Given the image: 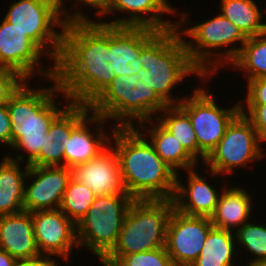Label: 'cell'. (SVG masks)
<instances>
[{
    "mask_svg": "<svg viewBox=\"0 0 266 266\" xmlns=\"http://www.w3.org/2000/svg\"><path fill=\"white\" fill-rule=\"evenodd\" d=\"M109 25L101 22H66L62 52L55 77L73 103L90 105L112 82Z\"/></svg>",
    "mask_w": 266,
    "mask_h": 266,
    "instance_id": "1",
    "label": "cell"
},
{
    "mask_svg": "<svg viewBox=\"0 0 266 266\" xmlns=\"http://www.w3.org/2000/svg\"><path fill=\"white\" fill-rule=\"evenodd\" d=\"M111 139L110 145L118 154L123 184L130 196L173 199L176 172L158 156L148 137L137 127H115Z\"/></svg>",
    "mask_w": 266,
    "mask_h": 266,
    "instance_id": "2",
    "label": "cell"
},
{
    "mask_svg": "<svg viewBox=\"0 0 266 266\" xmlns=\"http://www.w3.org/2000/svg\"><path fill=\"white\" fill-rule=\"evenodd\" d=\"M48 80L54 85L41 89L31 88L29 80H26L7 102L11 121V149L17 150L18 155L6 156L13 160L21 163L26 160V164L30 165L39 156L52 121L71 103L60 89L57 78ZM59 94H63V101L66 102L62 108L55 101ZM19 151L26 154H19ZM24 155H27L26 159Z\"/></svg>",
    "mask_w": 266,
    "mask_h": 266,
    "instance_id": "3",
    "label": "cell"
},
{
    "mask_svg": "<svg viewBox=\"0 0 266 266\" xmlns=\"http://www.w3.org/2000/svg\"><path fill=\"white\" fill-rule=\"evenodd\" d=\"M167 106L149 86L148 71L143 68L137 74L115 76L89 105L93 113L117 122L114 127H135L156 118Z\"/></svg>",
    "mask_w": 266,
    "mask_h": 266,
    "instance_id": "4",
    "label": "cell"
},
{
    "mask_svg": "<svg viewBox=\"0 0 266 266\" xmlns=\"http://www.w3.org/2000/svg\"><path fill=\"white\" fill-rule=\"evenodd\" d=\"M139 62L148 71L149 86L168 106L182 101V97L176 100L171 93L188 75L197 74L205 83L211 78L191 61L178 27L160 31L142 49Z\"/></svg>",
    "mask_w": 266,
    "mask_h": 266,
    "instance_id": "5",
    "label": "cell"
},
{
    "mask_svg": "<svg viewBox=\"0 0 266 266\" xmlns=\"http://www.w3.org/2000/svg\"><path fill=\"white\" fill-rule=\"evenodd\" d=\"M174 208L173 199H134L116 244L101 259L103 266H114L125 255L165 247Z\"/></svg>",
    "mask_w": 266,
    "mask_h": 266,
    "instance_id": "6",
    "label": "cell"
},
{
    "mask_svg": "<svg viewBox=\"0 0 266 266\" xmlns=\"http://www.w3.org/2000/svg\"><path fill=\"white\" fill-rule=\"evenodd\" d=\"M179 15L181 21H177V27L184 39L188 55L206 77L212 76L213 78V75L218 73L216 71L219 68L228 66L237 57L248 39L233 22L221 13L208 21L197 23L189 28L188 26L191 22L187 17L188 14L180 12ZM182 25L188 26L184 29H179V26ZM185 36L190 38V41H186ZM238 43L239 47H234ZM228 45L233 47L228 49L226 48ZM224 47L226 50L222 51Z\"/></svg>",
    "mask_w": 266,
    "mask_h": 266,
    "instance_id": "7",
    "label": "cell"
},
{
    "mask_svg": "<svg viewBox=\"0 0 266 266\" xmlns=\"http://www.w3.org/2000/svg\"><path fill=\"white\" fill-rule=\"evenodd\" d=\"M63 2V0H17L10 4L3 17L24 32L47 57L53 59L54 64L62 52L65 23L95 22L88 19V15L79 9L71 14ZM56 26L61 28L60 32L55 29Z\"/></svg>",
    "mask_w": 266,
    "mask_h": 266,
    "instance_id": "8",
    "label": "cell"
},
{
    "mask_svg": "<svg viewBox=\"0 0 266 266\" xmlns=\"http://www.w3.org/2000/svg\"><path fill=\"white\" fill-rule=\"evenodd\" d=\"M133 201L129 194L96 196L88 212L76 224L79 249L86 247L101 260L116 244Z\"/></svg>",
    "mask_w": 266,
    "mask_h": 266,
    "instance_id": "9",
    "label": "cell"
},
{
    "mask_svg": "<svg viewBox=\"0 0 266 266\" xmlns=\"http://www.w3.org/2000/svg\"><path fill=\"white\" fill-rule=\"evenodd\" d=\"M207 89L197 86L178 104L190 117L198 141V160L200 157L203 163L224 136L227 126L241 112V102L231 108L218 106L214 94Z\"/></svg>",
    "mask_w": 266,
    "mask_h": 266,
    "instance_id": "10",
    "label": "cell"
},
{
    "mask_svg": "<svg viewBox=\"0 0 266 266\" xmlns=\"http://www.w3.org/2000/svg\"><path fill=\"white\" fill-rule=\"evenodd\" d=\"M256 129L241 112L227 126L220 142L206 157L204 164L208 173L219 176L231 174L233 170L255 163L265 156Z\"/></svg>",
    "mask_w": 266,
    "mask_h": 266,
    "instance_id": "11",
    "label": "cell"
},
{
    "mask_svg": "<svg viewBox=\"0 0 266 266\" xmlns=\"http://www.w3.org/2000/svg\"><path fill=\"white\" fill-rule=\"evenodd\" d=\"M2 19L0 24V66L15 70L26 80H30L36 74L43 75L46 79L55 77L54 63L49 69L42 68V56L47 57V55L24 32L4 18Z\"/></svg>",
    "mask_w": 266,
    "mask_h": 266,
    "instance_id": "12",
    "label": "cell"
},
{
    "mask_svg": "<svg viewBox=\"0 0 266 266\" xmlns=\"http://www.w3.org/2000/svg\"><path fill=\"white\" fill-rule=\"evenodd\" d=\"M212 227L209 217L186 215L174 208L168 222L165 244L173 264L190 266L199 256Z\"/></svg>",
    "mask_w": 266,
    "mask_h": 266,
    "instance_id": "13",
    "label": "cell"
},
{
    "mask_svg": "<svg viewBox=\"0 0 266 266\" xmlns=\"http://www.w3.org/2000/svg\"><path fill=\"white\" fill-rule=\"evenodd\" d=\"M37 248L42 257L56 256L70 260L78 247L76 224L59 208L31 212Z\"/></svg>",
    "mask_w": 266,
    "mask_h": 266,
    "instance_id": "14",
    "label": "cell"
},
{
    "mask_svg": "<svg viewBox=\"0 0 266 266\" xmlns=\"http://www.w3.org/2000/svg\"><path fill=\"white\" fill-rule=\"evenodd\" d=\"M71 179V168L66 166L29 165L27 183H25L24 210L34 212L58 209Z\"/></svg>",
    "mask_w": 266,
    "mask_h": 266,
    "instance_id": "15",
    "label": "cell"
},
{
    "mask_svg": "<svg viewBox=\"0 0 266 266\" xmlns=\"http://www.w3.org/2000/svg\"><path fill=\"white\" fill-rule=\"evenodd\" d=\"M159 32L147 27L109 25V51L116 76L137 74L142 68V49Z\"/></svg>",
    "mask_w": 266,
    "mask_h": 266,
    "instance_id": "16",
    "label": "cell"
},
{
    "mask_svg": "<svg viewBox=\"0 0 266 266\" xmlns=\"http://www.w3.org/2000/svg\"><path fill=\"white\" fill-rule=\"evenodd\" d=\"M91 114V115H90ZM106 120L103 116L91 111L72 131L69 140L62 144L64 153V166L72 168L78 164L85 163L99 156L110 146V140L115 127L105 132L104 124ZM97 123V124H96ZM96 125V131L89 128ZM94 134V135H93Z\"/></svg>",
    "mask_w": 266,
    "mask_h": 266,
    "instance_id": "17",
    "label": "cell"
},
{
    "mask_svg": "<svg viewBox=\"0 0 266 266\" xmlns=\"http://www.w3.org/2000/svg\"><path fill=\"white\" fill-rule=\"evenodd\" d=\"M72 178L87 185L96 196L128 194L125 190L118 154L110 145L99 156L71 168Z\"/></svg>",
    "mask_w": 266,
    "mask_h": 266,
    "instance_id": "18",
    "label": "cell"
},
{
    "mask_svg": "<svg viewBox=\"0 0 266 266\" xmlns=\"http://www.w3.org/2000/svg\"><path fill=\"white\" fill-rule=\"evenodd\" d=\"M115 11L126 12L128 16L100 22L112 26L147 27L157 31L177 27L176 21L172 23L161 16L163 14L175 16L178 12L167 0H114L112 9L107 15H112Z\"/></svg>",
    "mask_w": 266,
    "mask_h": 266,
    "instance_id": "19",
    "label": "cell"
},
{
    "mask_svg": "<svg viewBox=\"0 0 266 266\" xmlns=\"http://www.w3.org/2000/svg\"><path fill=\"white\" fill-rule=\"evenodd\" d=\"M91 112L89 105L71 102L51 123L44 146L32 166H64L62 144L69 140L71 131Z\"/></svg>",
    "mask_w": 266,
    "mask_h": 266,
    "instance_id": "20",
    "label": "cell"
},
{
    "mask_svg": "<svg viewBox=\"0 0 266 266\" xmlns=\"http://www.w3.org/2000/svg\"><path fill=\"white\" fill-rule=\"evenodd\" d=\"M187 172V185L180 181L181 176L176 173L173 197L175 209L186 215L210 218L215 212L220 194L205 180L207 177L204 178L195 168Z\"/></svg>",
    "mask_w": 266,
    "mask_h": 266,
    "instance_id": "21",
    "label": "cell"
},
{
    "mask_svg": "<svg viewBox=\"0 0 266 266\" xmlns=\"http://www.w3.org/2000/svg\"><path fill=\"white\" fill-rule=\"evenodd\" d=\"M0 249L20 263L42 258L35 242L31 212L0 216Z\"/></svg>",
    "mask_w": 266,
    "mask_h": 266,
    "instance_id": "22",
    "label": "cell"
},
{
    "mask_svg": "<svg viewBox=\"0 0 266 266\" xmlns=\"http://www.w3.org/2000/svg\"><path fill=\"white\" fill-rule=\"evenodd\" d=\"M246 190L238 185L221 188L215 212L210 217L213 227L235 232L244 223L253 220L250 216L253 198Z\"/></svg>",
    "mask_w": 266,
    "mask_h": 266,
    "instance_id": "23",
    "label": "cell"
},
{
    "mask_svg": "<svg viewBox=\"0 0 266 266\" xmlns=\"http://www.w3.org/2000/svg\"><path fill=\"white\" fill-rule=\"evenodd\" d=\"M148 123L152 126L148 127ZM136 127L141 129L140 132L145 137H149L148 140L153 145L158 156L176 173L198 167V163L185 151L181 143L156 118L143 121Z\"/></svg>",
    "mask_w": 266,
    "mask_h": 266,
    "instance_id": "24",
    "label": "cell"
},
{
    "mask_svg": "<svg viewBox=\"0 0 266 266\" xmlns=\"http://www.w3.org/2000/svg\"><path fill=\"white\" fill-rule=\"evenodd\" d=\"M3 157L0 162V216L24 210L25 180L29 168L26 164L21 169V162Z\"/></svg>",
    "mask_w": 266,
    "mask_h": 266,
    "instance_id": "25",
    "label": "cell"
},
{
    "mask_svg": "<svg viewBox=\"0 0 266 266\" xmlns=\"http://www.w3.org/2000/svg\"><path fill=\"white\" fill-rule=\"evenodd\" d=\"M237 249L233 231L212 227L199 256L190 266H234Z\"/></svg>",
    "mask_w": 266,
    "mask_h": 266,
    "instance_id": "26",
    "label": "cell"
},
{
    "mask_svg": "<svg viewBox=\"0 0 266 266\" xmlns=\"http://www.w3.org/2000/svg\"><path fill=\"white\" fill-rule=\"evenodd\" d=\"M219 2L221 14L233 22L247 38L266 32L264 13L261 11L265 9L259 8L254 0H220Z\"/></svg>",
    "mask_w": 266,
    "mask_h": 266,
    "instance_id": "27",
    "label": "cell"
},
{
    "mask_svg": "<svg viewBox=\"0 0 266 266\" xmlns=\"http://www.w3.org/2000/svg\"><path fill=\"white\" fill-rule=\"evenodd\" d=\"M229 66L245 72L242 75L247 81L266 78V32L249 37Z\"/></svg>",
    "mask_w": 266,
    "mask_h": 266,
    "instance_id": "28",
    "label": "cell"
},
{
    "mask_svg": "<svg viewBox=\"0 0 266 266\" xmlns=\"http://www.w3.org/2000/svg\"><path fill=\"white\" fill-rule=\"evenodd\" d=\"M156 119L172 133L185 151L198 162V141L189 115L179 106L170 105Z\"/></svg>",
    "mask_w": 266,
    "mask_h": 266,
    "instance_id": "29",
    "label": "cell"
},
{
    "mask_svg": "<svg viewBox=\"0 0 266 266\" xmlns=\"http://www.w3.org/2000/svg\"><path fill=\"white\" fill-rule=\"evenodd\" d=\"M95 197L96 195L87 185L72 178L64 191L59 209L77 224L88 212Z\"/></svg>",
    "mask_w": 266,
    "mask_h": 266,
    "instance_id": "30",
    "label": "cell"
},
{
    "mask_svg": "<svg viewBox=\"0 0 266 266\" xmlns=\"http://www.w3.org/2000/svg\"><path fill=\"white\" fill-rule=\"evenodd\" d=\"M254 220L244 223L234 232L237 246L255 257L250 263L266 264V225L254 224Z\"/></svg>",
    "mask_w": 266,
    "mask_h": 266,
    "instance_id": "31",
    "label": "cell"
},
{
    "mask_svg": "<svg viewBox=\"0 0 266 266\" xmlns=\"http://www.w3.org/2000/svg\"><path fill=\"white\" fill-rule=\"evenodd\" d=\"M114 266H175L166 247L123 256Z\"/></svg>",
    "mask_w": 266,
    "mask_h": 266,
    "instance_id": "32",
    "label": "cell"
},
{
    "mask_svg": "<svg viewBox=\"0 0 266 266\" xmlns=\"http://www.w3.org/2000/svg\"><path fill=\"white\" fill-rule=\"evenodd\" d=\"M25 81L15 70L0 66V104L7 103Z\"/></svg>",
    "mask_w": 266,
    "mask_h": 266,
    "instance_id": "33",
    "label": "cell"
},
{
    "mask_svg": "<svg viewBox=\"0 0 266 266\" xmlns=\"http://www.w3.org/2000/svg\"><path fill=\"white\" fill-rule=\"evenodd\" d=\"M241 103V113L253 124L262 143L266 142V105H244Z\"/></svg>",
    "mask_w": 266,
    "mask_h": 266,
    "instance_id": "34",
    "label": "cell"
},
{
    "mask_svg": "<svg viewBox=\"0 0 266 266\" xmlns=\"http://www.w3.org/2000/svg\"><path fill=\"white\" fill-rule=\"evenodd\" d=\"M245 105H266V78L247 81Z\"/></svg>",
    "mask_w": 266,
    "mask_h": 266,
    "instance_id": "35",
    "label": "cell"
},
{
    "mask_svg": "<svg viewBox=\"0 0 266 266\" xmlns=\"http://www.w3.org/2000/svg\"><path fill=\"white\" fill-rule=\"evenodd\" d=\"M12 147L11 121L7 110V103L0 104V145Z\"/></svg>",
    "mask_w": 266,
    "mask_h": 266,
    "instance_id": "36",
    "label": "cell"
},
{
    "mask_svg": "<svg viewBox=\"0 0 266 266\" xmlns=\"http://www.w3.org/2000/svg\"><path fill=\"white\" fill-rule=\"evenodd\" d=\"M76 2L77 4L73 5L76 9L77 7L79 8L78 5L82 3V5L92 7L93 9L95 8V12L97 13L96 16L103 17L111 11L114 0H75V3Z\"/></svg>",
    "mask_w": 266,
    "mask_h": 266,
    "instance_id": "37",
    "label": "cell"
},
{
    "mask_svg": "<svg viewBox=\"0 0 266 266\" xmlns=\"http://www.w3.org/2000/svg\"><path fill=\"white\" fill-rule=\"evenodd\" d=\"M58 259L52 257H42L33 261H25L20 264V266H59Z\"/></svg>",
    "mask_w": 266,
    "mask_h": 266,
    "instance_id": "38",
    "label": "cell"
},
{
    "mask_svg": "<svg viewBox=\"0 0 266 266\" xmlns=\"http://www.w3.org/2000/svg\"><path fill=\"white\" fill-rule=\"evenodd\" d=\"M20 262L8 252L0 249V266H20Z\"/></svg>",
    "mask_w": 266,
    "mask_h": 266,
    "instance_id": "39",
    "label": "cell"
},
{
    "mask_svg": "<svg viewBox=\"0 0 266 266\" xmlns=\"http://www.w3.org/2000/svg\"><path fill=\"white\" fill-rule=\"evenodd\" d=\"M248 264H246L245 266H266V264H258V263H249L247 262Z\"/></svg>",
    "mask_w": 266,
    "mask_h": 266,
    "instance_id": "40",
    "label": "cell"
}]
</instances>
